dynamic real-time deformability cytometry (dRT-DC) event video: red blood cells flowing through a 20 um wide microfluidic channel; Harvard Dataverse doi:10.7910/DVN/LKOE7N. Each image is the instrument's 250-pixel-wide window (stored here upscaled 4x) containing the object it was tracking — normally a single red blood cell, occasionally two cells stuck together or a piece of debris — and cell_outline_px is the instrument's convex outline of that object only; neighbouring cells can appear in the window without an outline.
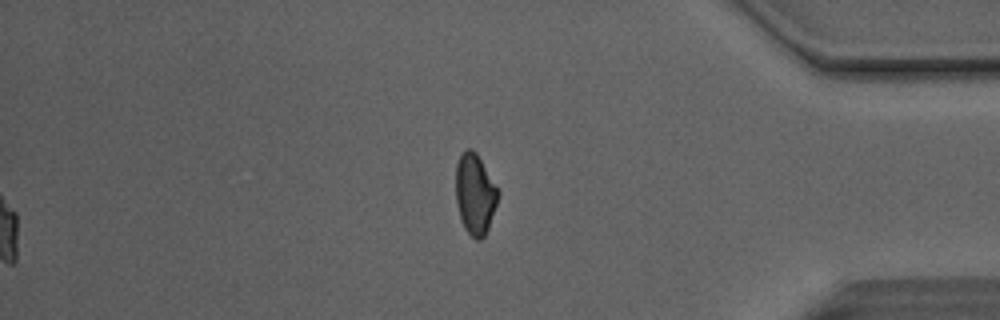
{"species": "Egyptian fruit bat (a non-hibernating species)", "species_latin": "Rousettus aegyptiacus", "temperature_condition": "room temperature", "stored_images_in_passage": 39, "segment_of_instrument_passage": [2, 2], "camera_frame_rate_fps": 3000, "um_per_image_px": 0.085, "animal": {"sex": "male"}, "frame": {"image": 1, "passage_image": 39, "time_ms": 12.667, "image_size_px": [1000, 320], "cell_outline_px": [[500, 192], [488, 228], [484, 236], [480, 240], [476, 240], [464, 228], [456, 204], [456, 164], [460, 152], [464, 148], [472, 148], [476, 152]], "centroid_in_image_um": [40.36, 16.45], "position_along_channel_um": 394.8, "area_um2": 19.88}}